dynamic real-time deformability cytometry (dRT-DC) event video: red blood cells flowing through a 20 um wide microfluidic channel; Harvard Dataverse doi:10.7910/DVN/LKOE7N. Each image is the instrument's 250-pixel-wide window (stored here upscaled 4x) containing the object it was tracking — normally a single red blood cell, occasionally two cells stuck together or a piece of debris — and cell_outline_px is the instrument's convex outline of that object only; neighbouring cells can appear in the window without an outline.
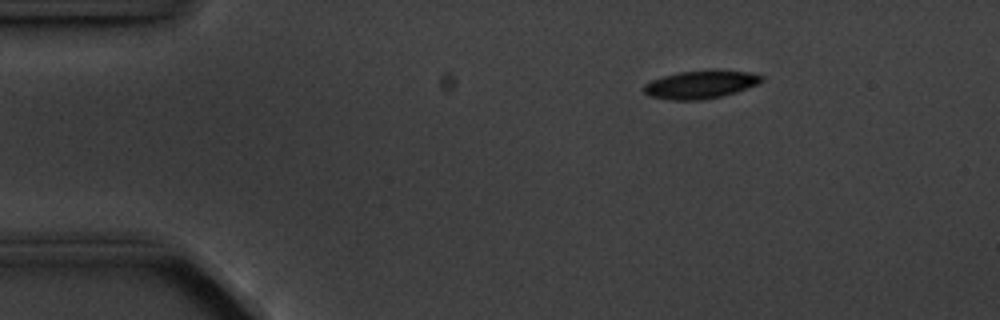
{"species": "common noctule bat (a hibernating species)", "species_latin": "Nyctalus noctula", "temperature_condition": "cold", "stored_images_in_passage": 3, "camera_frame_rate_fps": 3000, "um_per_image_px": 0.085, "animal": {"sex": "male", "body_mass_g": 20.1, "forearm_length_mm": 53.5}, "frame": {"image": 1, "passage_image": 1, "time_ms": 0.0, "image_size_px": [1000, 320], "cell_outline_px": [[764, 80], [756, 84], [736, 92], [724, 96], [700, 100], [672, 100], [648, 96], [644, 92], [644, 84], [652, 80], [664, 76], [680, 72], [716, 68], [752, 72], [764, 76]], "centroid_in_image_um": [59.59, 7.16], "position_along_channel_um": 25.4, "area_um2": 19.65}}